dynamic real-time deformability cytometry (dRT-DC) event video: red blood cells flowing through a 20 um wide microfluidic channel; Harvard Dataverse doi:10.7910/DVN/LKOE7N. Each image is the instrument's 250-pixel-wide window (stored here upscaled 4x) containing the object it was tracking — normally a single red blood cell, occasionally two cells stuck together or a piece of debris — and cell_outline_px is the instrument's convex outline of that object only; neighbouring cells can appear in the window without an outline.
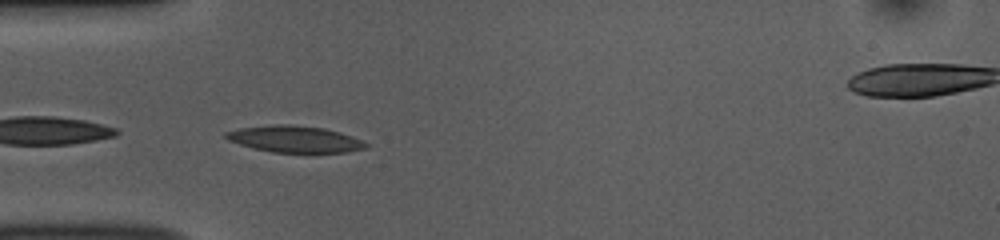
{"species": "common noctule bat (a hibernating species)", "species_latin": "Nyctalus noctula", "temperature_condition": "room temperature", "stored_images_in_passage": 39, "segment_of_instrument_passage": [1, 2], "camera_frame_rate_fps": 3000, "um_per_image_px": 0.085, "animal": {"sex": "female", "body_mass_g": 10.0, "forearm_length_mm": 53.1}, "frame": {"image": 1, "passage_image": 1, "time_ms": 0.0, "image_size_px": [1000, 240], "cell_outline_px": [[368, 148], [344, 152], [272, 152], [252, 148], [228, 140], [224, 136], [224, 132], [240, 128], [276, 124], [288, 124], [324, 128], [340, 132], [352, 136], [368, 144]], "centroid_in_image_um": [25.03, 11.82], "position_along_channel_um": 60.0, "area_um2": 21.56}}
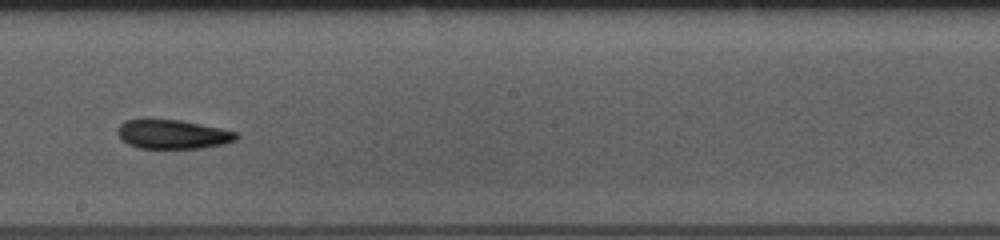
{"frame": {"image": 2, "passage_image": 15, "time_ms": 4.667, "image_size_px": [1000, 240], "cell_outline_px": [[240, 136], [236, 140], [224, 144], [200, 148], [140, 148], [128, 144], [116, 132], [116, 128], [124, 120], [180, 120], [220, 128], [236, 132]], "centroid_in_image_um": [14.69, 11.42], "position_along_channel_um": 233.5, "area_um2": 19.94}}
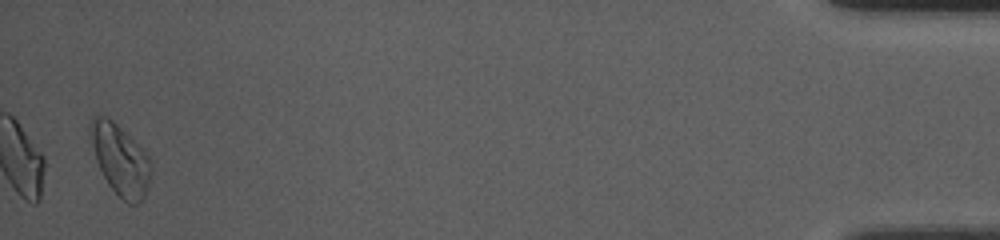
{"frame": {"image": 3, "passage_image": 37, "time_ms": 12.0, "image_size_px": [1000, 240], "cell_outline_px": [[152, 172], [148, 188], [140, 204], [128, 204], [108, 184], [96, 160], [88, 136], [88, 124], [92, 116], [108, 116], [140, 144], [148, 152], [152, 160]], "centroid_in_image_um": [10.24, 13.52], "position_along_channel_um": 425.0, "area_um2": 25.72}}